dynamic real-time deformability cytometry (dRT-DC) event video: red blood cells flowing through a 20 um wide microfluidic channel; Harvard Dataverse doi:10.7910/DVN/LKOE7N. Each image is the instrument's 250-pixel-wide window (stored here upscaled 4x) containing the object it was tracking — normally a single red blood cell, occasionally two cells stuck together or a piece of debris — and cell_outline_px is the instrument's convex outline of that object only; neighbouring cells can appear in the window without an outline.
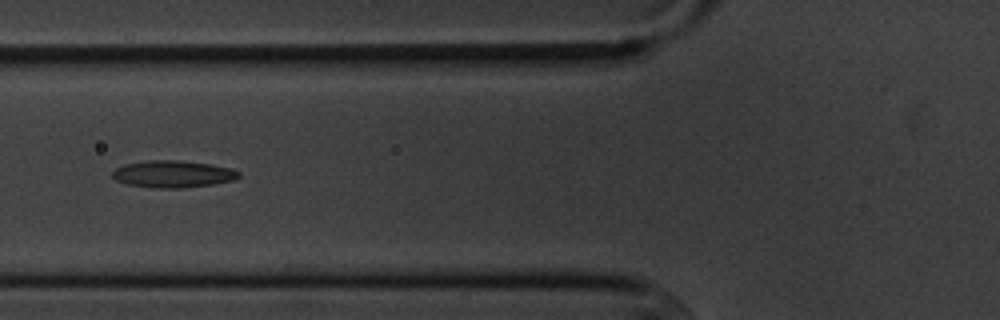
{"species": "common noctule bat (a hibernating species)", "species_latin": "Nyctalus noctula", "temperature_condition": "cold", "stored_images_in_passage": 8, "camera_frame_rate_fps": 3000, "um_per_image_px": 0.085, "animal": {"sex": "male", "body_mass_g": 20.1, "forearm_length_mm": 53.5}, "frame": {"image": 1, "passage_image": 6, "time_ms": 6.667, "image_size_px": [1000, 320], "cell_outline_px": [[240, 176], [236, 180], [212, 184], [180, 188], [152, 188], [128, 184], [116, 180], [112, 176], [112, 172], [116, 168], [124, 164], [148, 160], [176, 160], [212, 164], [232, 168], [240, 172]], "centroid_in_image_um": [14.72, 14.79], "position_along_channel_um": 111.1, "area_um2": 20.0}}
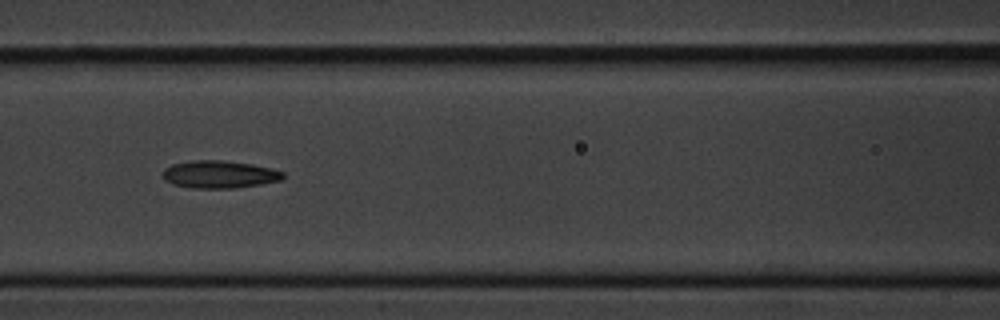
{"frame": {"image": 2, "passage_image": 7, "time_ms": 7.667, "image_size_px": [1000, 320], "cell_outline_px": [[284, 176], [280, 180], [260, 184], [232, 188], [192, 188], [172, 184], [164, 180], [164, 168], [172, 164], [192, 160], [224, 160], [252, 164], [272, 168], [284, 172]], "centroid_in_image_um": [18.64, 14.81], "position_along_channel_um": 148.0, "area_um2": 19.31}}
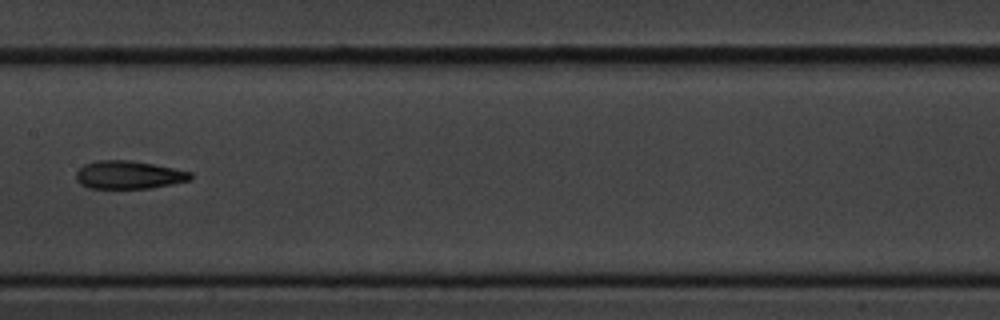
{"frame": {"image": 3, "passage_image": 8, "time_ms": 9.0, "image_size_px": [1000, 320], "cell_outline_px": [[192, 180], [152, 188], [88, 188], [80, 184], [76, 180], [76, 172], [84, 164], [96, 160], [128, 160], [152, 164], [192, 172]], "centroid_in_image_um": [10.93, 14.87], "position_along_channel_um": 196.5, "area_um2": 18.73}}